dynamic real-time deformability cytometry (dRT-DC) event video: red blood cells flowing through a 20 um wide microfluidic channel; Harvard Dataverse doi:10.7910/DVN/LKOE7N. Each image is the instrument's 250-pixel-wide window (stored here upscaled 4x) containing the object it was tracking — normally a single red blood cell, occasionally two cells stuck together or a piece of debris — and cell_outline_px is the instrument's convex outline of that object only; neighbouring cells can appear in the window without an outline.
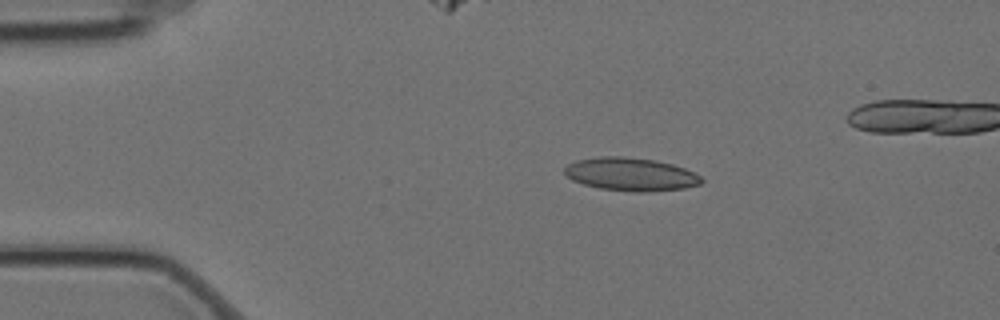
{"species": "Egyptian fruit bat (a non-hibernating species)", "species_latin": "Rousettus aegyptiacus", "temperature_condition": "cold", "stored_images_in_passage": 3, "camera_frame_rate_fps": 3000, "um_per_image_px": 0.085, "animal": {"sex": "female"}, "frame": {"image": 1, "passage_image": 1, "time_ms": 0.0, "image_size_px": [1000, 320], "cell_outline_px": [[704, 180], [700, 184], [684, 188], [644, 192], [636, 192], [600, 188], [584, 184], [572, 180], [564, 172], [564, 168], [568, 164], [576, 160], [600, 156], [620, 156], [656, 160], [672, 164], [684, 168], [700, 176]], "centroid_in_image_um": [53.6, 14.8], "position_along_channel_um": 31.4, "area_um2": 26.3}}